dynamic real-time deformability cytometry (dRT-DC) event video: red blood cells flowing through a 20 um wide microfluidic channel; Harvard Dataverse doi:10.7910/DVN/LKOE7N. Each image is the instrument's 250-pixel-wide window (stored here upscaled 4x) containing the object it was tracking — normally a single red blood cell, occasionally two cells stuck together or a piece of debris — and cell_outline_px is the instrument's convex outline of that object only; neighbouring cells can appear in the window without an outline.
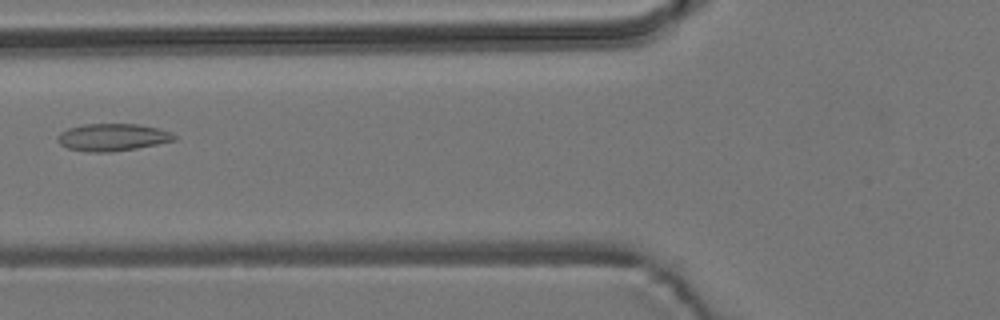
{"species": "common noctule bat (a hibernating species)", "species_latin": "Nyctalus noctula", "temperature_condition": "room temperature", "stored_images_in_passage": 3, "camera_frame_rate_fps": 3000, "um_per_image_px": 0.085, "animal": {"sex": "male", "body_mass_g": 19.2, "forearm_length_mm": 51.8}, "frame": {"image": 1, "passage_image": 2, "time_ms": 1.333, "image_size_px": [1000, 320], "cell_outline_px": [[176, 140], [136, 148], [112, 152], [88, 152], [68, 148], [60, 144], [56, 140], [56, 136], [60, 132], [68, 128], [84, 124], [136, 124], [156, 128], [172, 132], [176, 136]], "centroid_in_image_um": [9.53, 11.67], "position_along_channel_um": 116.3, "area_um2": 18.55}}
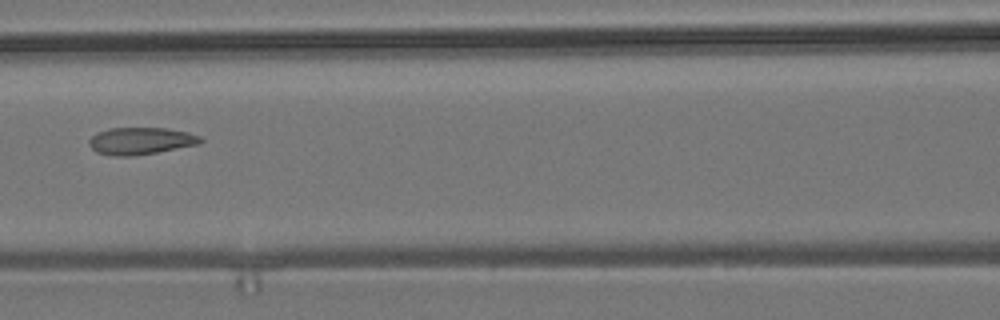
{"frame": {"image": 2, "passage_image": 3, "time_ms": 2.333, "image_size_px": [1000, 320], "cell_outline_px": [[204, 140], [200, 144], [136, 156], [112, 156], [96, 152], [88, 144], [88, 140], [96, 132], [108, 128], [168, 128], [188, 132], [200, 136]], "centroid_in_image_um": [11.95, 11.98], "position_along_channel_um": 154.6, "area_um2": 17.86}}